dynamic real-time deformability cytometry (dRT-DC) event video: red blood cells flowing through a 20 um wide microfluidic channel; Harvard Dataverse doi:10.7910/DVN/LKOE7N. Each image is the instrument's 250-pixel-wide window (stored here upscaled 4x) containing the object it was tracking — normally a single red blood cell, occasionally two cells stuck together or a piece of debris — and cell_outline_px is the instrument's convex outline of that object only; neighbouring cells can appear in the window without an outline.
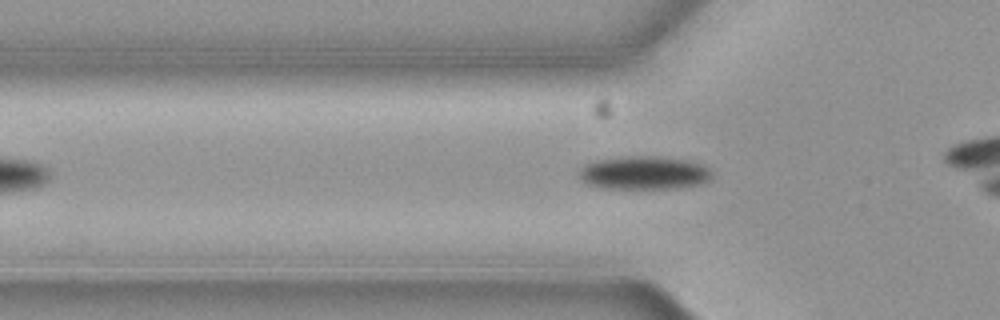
{"species": "common noctule bat (a hibernating species)", "species_latin": "Nyctalus noctula", "temperature_condition": "cold", "stored_images_in_passage": 33, "camera_frame_rate_fps": 3000, "um_per_image_px": 0.085, "animal": {"sex": "female", "body_mass_g": 19.3, "forearm_length_mm": 54.1}, "frame": {"image": 1, "passage_image": 6, "time_ms": 1.667, "image_size_px": [1000, 320], "cell_outline_px": [[712, 176], [708, 180], [700, 184], [680, 188], [600, 188], [588, 184], [580, 176], [580, 168], [584, 164], [596, 160], [624, 156], [656, 156], [684, 160], [704, 164], [712, 168]], "centroid_in_image_um": [54.78, 14.68], "position_along_channel_um": 71.0, "area_um2": 25.89}}
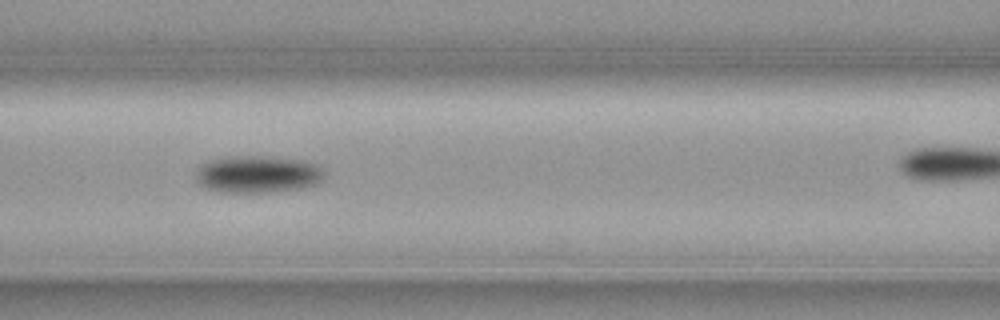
{"frame": {"image": 2, "passage_image": 12, "time_ms": 3.667, "image_size_px": [1000, 320], "cell_outline_px": [[324, 176], [316, 184], [300, 188], [276, 192], [220, 192], [204, 188], [196, 180], [196, 168], [200, 164], [212, 160], [228, 156], [276, 156], [304, 160], [316, 164], [324, 168]], "centroid_in_image_um": [21.9, 14.8], "position_along_channel_um": 144.7, "area_um2": 28.32}}
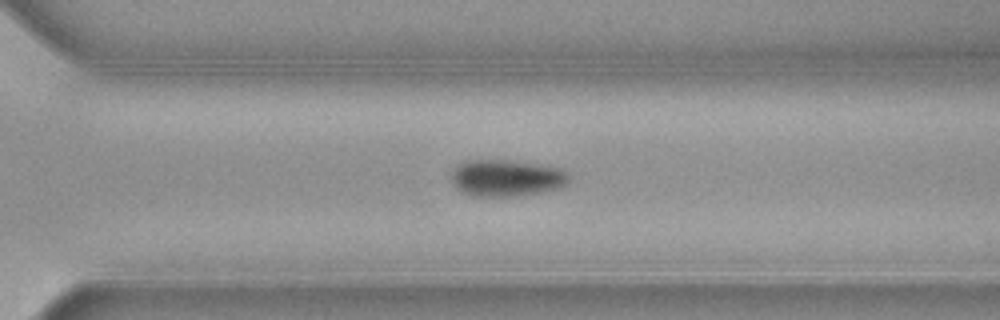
{"frame": {"image": 3, "passage_image": 27, "time_ms": 8.667, "image_size_px": [1000, 320], "cell_outline_px": [[568, 180], [560, 188], [544, 192], [520, 196], [472, 196], [460, 192], [452, 184], [452, 172], [460, 164], [468, 160], [508, 160], [544, 164], [560, 168], [568, 172]], "centroid_in_image_um": [43.07, 15.13], "position_along_channel_um": 327.5, "area_um2": 25.43}}